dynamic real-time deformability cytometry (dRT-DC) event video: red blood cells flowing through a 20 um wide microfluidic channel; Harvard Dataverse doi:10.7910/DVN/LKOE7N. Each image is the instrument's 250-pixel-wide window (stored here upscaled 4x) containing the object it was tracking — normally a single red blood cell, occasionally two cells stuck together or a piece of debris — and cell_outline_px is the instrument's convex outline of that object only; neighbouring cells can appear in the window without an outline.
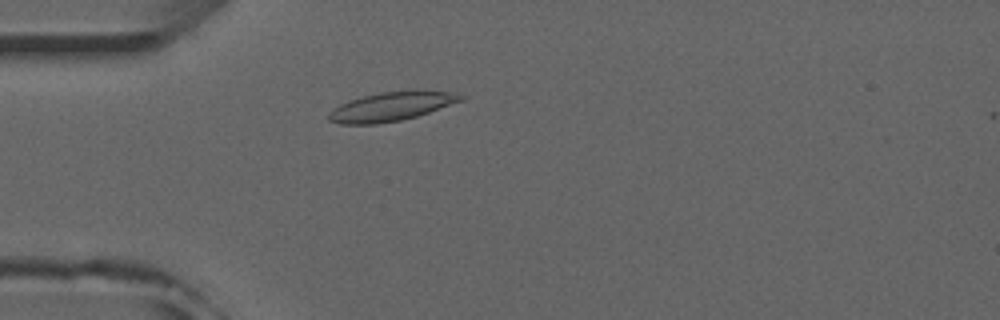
{"species": "common noctule bat (a hibernating species)", "species_latin": "Nyctalus noctula", "temperature_condition": "room temperature", "stored_images_in_passage": 35, "camera_frame_rate_fps": 3000, "um_per_image_px": 0.085, "animal": {"sex": "male", "forearm_length_mm": 52.5}, "frame": {"image": 1, "passage_image": 6, "time_ms": 1.667, "image_size_px": [1000, 320], "cell_outline_px": [[468, 96], [464, 100], [416, 116], [400, 120], [376, 124], [340, 124], [328, 120], [328, 112], [332, 108], [348, 100], [380, 92], [416, 88], [456, 92]], "centroid_in_image_um": [33.32, 9.01], "position_along_channel_um": 51.7, "area_um2": 22.95}}
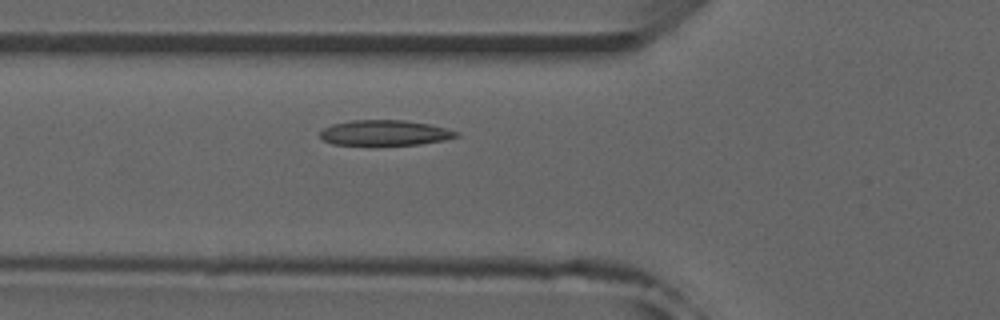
{"frame": {"image": 2, "passage_image": 10, "time_ms": 3.0, "image_size_px": [1000, 320], "cell_outline_px": [[460, 136], [444, 140], [420, 144], [332, 144], [324, 140], [320, 136], [320, 132], [324, 128], [332, 124], [352, 120], [404, 120], [428, 124], [448, 128], [460, 132]], "centroid_in_image_um": [32.75, 11.28], "position_along_channel_um": 93.0, "area_um2": 19.94}, "authors_computed_cell_mechanics": {"area_um2": 20.23, "velocity_mm_per_s": 3.9063, "shape_relaxation_time_tau1_ms": 6.9914, "shape_relaxation_time_tau2_ms": null, "deformation_change_tau1": 0.129, "deformation_change_tau2": null}}